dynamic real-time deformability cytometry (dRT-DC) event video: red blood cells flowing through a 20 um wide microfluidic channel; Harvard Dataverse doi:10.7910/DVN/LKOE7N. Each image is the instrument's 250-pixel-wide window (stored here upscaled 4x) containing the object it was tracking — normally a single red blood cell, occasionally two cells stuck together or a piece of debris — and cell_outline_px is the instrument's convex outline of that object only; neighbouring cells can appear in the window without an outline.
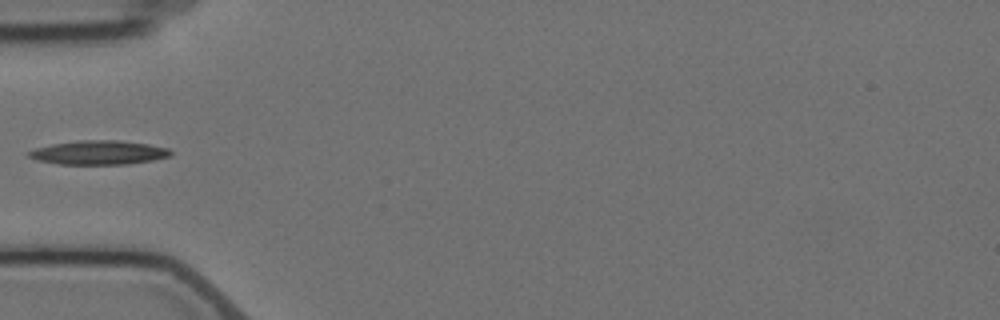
{"species": "Egyptian fruit bat (a non-hibernating species)", "species_latin": "Rousettus aegyptiacus", "temperature_condition": "cold", "stored_images_in_passage": 8, "camera_frame_rate_fps": 3000, "um_per_image_px": 0.085, "animal": {"sex": "female"}, "frame": {"image": 1, "passage_image": 5, "time_ms": 4.667, "image_size_px": [1000, 320], "cell_outline_px": [[172, 156], [152, 160], [128, 164], [60, 164], [36, 160], [28, 156], [28, 152], [36, 148], [52, 144], [76, 140], [120, 140], [148, 144], [168, 148], [172, 152]], "centroid_in_image_um": [8.41, 12.96], "position_along_channel_um": 76.6, "area_um2": 19.88}}
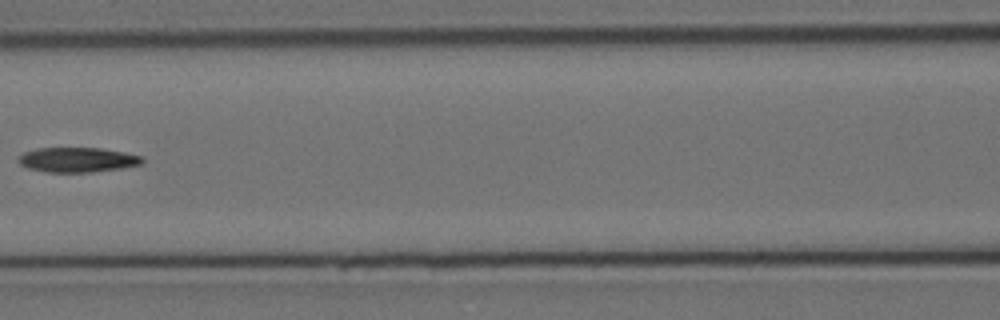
{"frame": {"image": 2, "passage_image": 7, "time_ms": 7.0, "image_size_px": [1000, 320], "cell_outline_px": [[144, 164], [120, 168], [92, 172], [44, 172], [28, 168], [20, 164], [16, 160], [24, 152], [36, 148], [100, 148], [124, 152], [144, 156]], "centroid_in_image_um": [6.6, 13.58], "position_along_channel_um": 160.0, "area_um2": 18.03}}
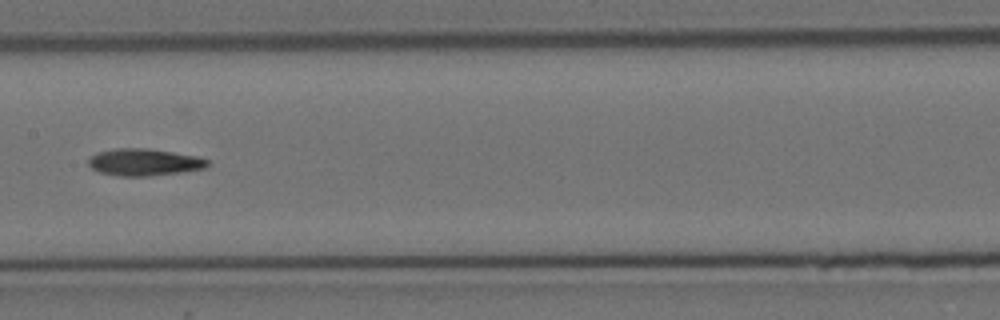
{"frame": {"image": 3, "passage_image": 8, "time_ms": 8.0, "image_size_px": [1000, 320], "cell_outline_px": [[208, 164], [204, 168], [180, 172], [148, 176], [120, 176], [100, 172], [92, 168], [88, 164], [88, 160], [96, 152], [116, 148], [148, 148], [196, 156], [208, 160]], "centroid_in_image_um": [12.22, 13.78], "position_along_channel_um": 195.2, "area_um2": 18.55}}